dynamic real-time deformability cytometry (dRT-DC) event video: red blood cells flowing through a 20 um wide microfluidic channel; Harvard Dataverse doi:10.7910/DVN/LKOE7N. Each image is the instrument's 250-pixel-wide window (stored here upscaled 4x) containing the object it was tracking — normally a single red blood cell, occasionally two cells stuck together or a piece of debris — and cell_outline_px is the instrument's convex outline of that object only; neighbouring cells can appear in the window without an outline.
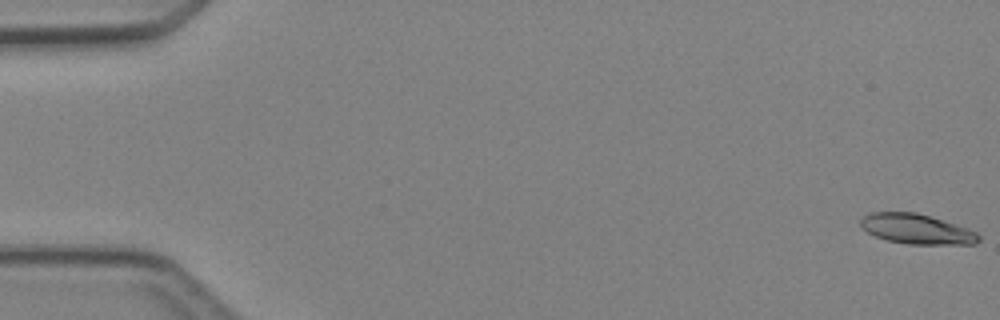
{"species": "Egyptian fruit bat (a non-hibernating species)", "species_latin": "Rousettus aegyptiacus", "temperature_condition": "cold", "stored_images_in_passage": 5, "camera_frame_rate_fps": 3000, "um_per_image_px": 0.085, "animal": {"sex": "female"}, "frame": {"image": 1, "passage_image": 1, "time_ms": 0.0, "image_size_px": [1000, 320], "cell_outline_px": [[980, 240], [976, 244], [908, 244], [888, 240], [876, 236], [868, 232], [860, 224], [860, 220], [864, 216], [872, 212], [916, 212], [968, 228], [976, 232], [980, 236]], "centroid_in_image_um": [77.94, 19.47], "position_along_channel_um": 7.1, "area_um2": 20.4}}
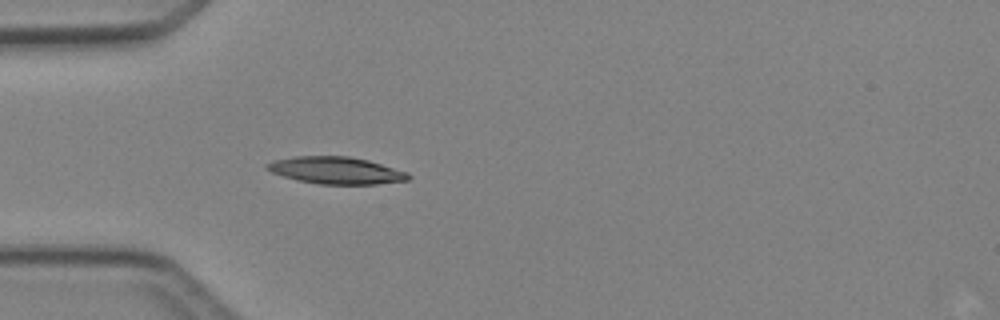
{"frame": {"image": 2, "passage_image": 5, "time_ms": 4.667, "image_size_px": [1000, 320], "cell_outline_px": [[412, 176], [408, 180], [376, 184], [320, 184], [296, 180], [272, 172], [264, 168], [264, 164], [276, 160], [296, 156], [348, 156], [368, 160], [408, 172]], "centroid_in_image_um": [28.57, 14.48], "position_along_channel_um": 56.4, "area_um2": 22.25}}